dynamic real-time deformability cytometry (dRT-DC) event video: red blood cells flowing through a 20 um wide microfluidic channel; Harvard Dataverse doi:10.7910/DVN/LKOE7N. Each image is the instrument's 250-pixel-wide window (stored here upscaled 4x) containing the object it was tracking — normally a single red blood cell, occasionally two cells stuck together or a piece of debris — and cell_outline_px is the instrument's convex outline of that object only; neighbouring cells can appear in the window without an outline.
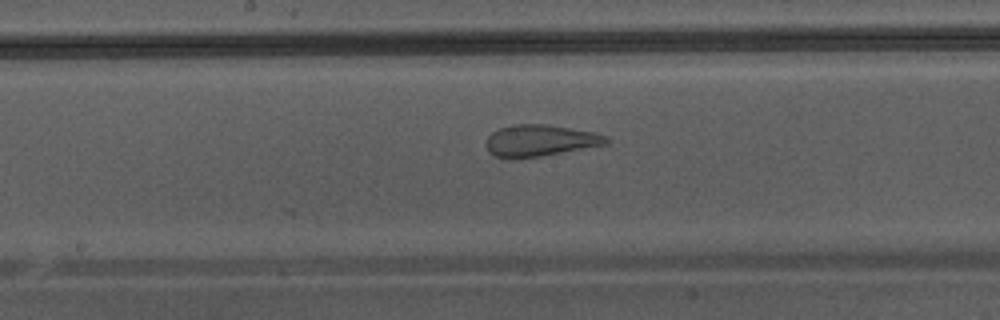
{"species": "Egyptian fruit bat (a non-hibernating species)", "species_latin": "Rousettus aegyptiacus", "temperature_condition": "warm", "stored_images_in_passage": 44, "segment_of_instrument_passage": [2, 2], "camera_frame_rate_fps": 3000, "um_per_image_px": 0.085, "animal": {"sex": "male"}, "frame": {"image": 1, "passage_image": 26, "time_ms": 8.333, "image_size_px": [1000, 320], "cell_outline_px": [[608, 144], [540, 156], [496, 156], [488, 152], [484, 144], [488, 136], [492, 132], [500, 128], [512, 124], [548, 124], [596, 132], [608, 136]], "centroid_in_image_um": [45.93, 11.91], "position_along_channel_um": 202.3, "area_um2": 21.85}}